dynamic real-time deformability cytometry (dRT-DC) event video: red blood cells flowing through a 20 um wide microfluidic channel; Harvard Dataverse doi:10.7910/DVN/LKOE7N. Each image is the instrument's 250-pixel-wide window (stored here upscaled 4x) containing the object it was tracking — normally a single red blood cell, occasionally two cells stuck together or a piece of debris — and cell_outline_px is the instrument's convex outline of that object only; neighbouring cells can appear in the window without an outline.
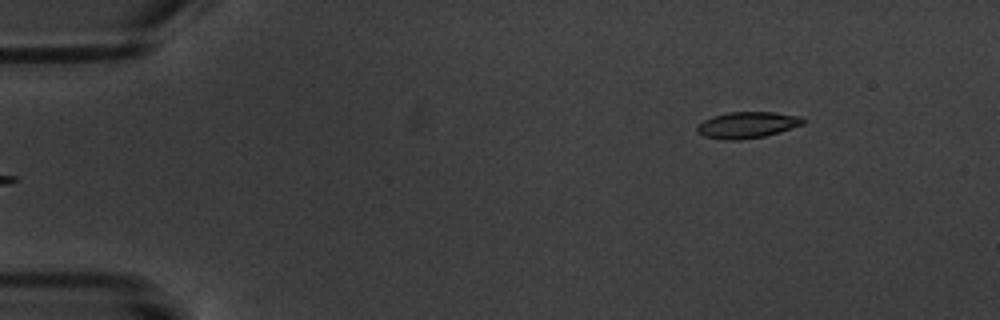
{"species": "common noctule bat (a hibernating species)", "species_latin": "Nyctalus noctula", "temperature_condition": "warm", "stored_images_in_passage": 7, "segment_of_instrument_passage": [2, 2], "camera_frame_rate_fps": 3000, "um_per_image_px": 0.085, "animal": {"sex": "male", "body_mass_g": 20.1, "forearm_length_mm": 53.5}, "frame": {"image": 1, "passage_image": 7, "time_ms": 7.0, "image_size_px": [1000, 320], "cell_outline_px": [[808, 120], [804, 124], [780, 132], [764, 136], [740, 140], [724, 140], [704, 136], [696, 132], [696, 124], [712, 116], [728, 112], [772, 112], [800, 116]], "centroid_in_image_um": [63.51, 10.62], "position_along_channel_um": 21.5, "area_um2": 16.47}}